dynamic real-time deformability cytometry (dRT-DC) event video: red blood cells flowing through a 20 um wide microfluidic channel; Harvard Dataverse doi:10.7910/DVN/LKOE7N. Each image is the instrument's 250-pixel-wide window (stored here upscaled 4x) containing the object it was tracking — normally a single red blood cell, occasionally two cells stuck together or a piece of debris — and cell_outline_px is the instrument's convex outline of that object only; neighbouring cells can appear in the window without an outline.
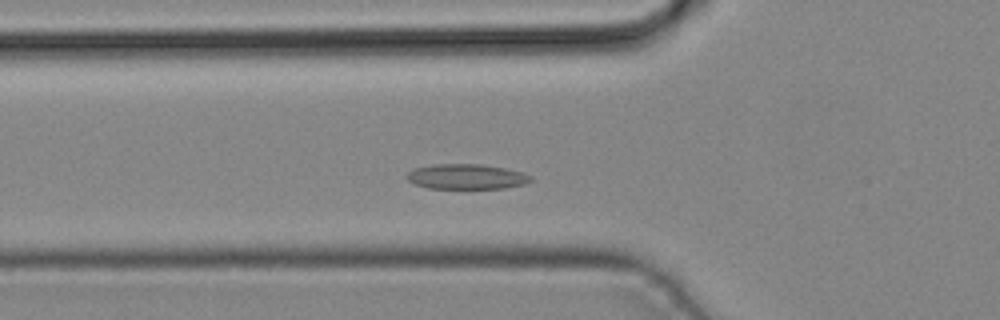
{"species": "common noctule bat (a hibernating species)", "species_latin": "Nyctalus noctula", "temperature_condition": "cold", "stored_images_in_passage": 41, "camera_frame_rate_fps": 3000, "um_per_image_px": 0.085, "animal": {"sex": "male", "body_mass_g": 19.2, "forearm_length_mm": 51.8}, "frame": {"image": 1, "passage_image": 11, "time_ms": 3.333, "image_size_px": [1000, 320], "cell_outline_px": [[532, 180], [524, 184], [504, 188], [428, 188], [416, 184], [408, 180], [404, 176], [408, 172], [416, 168], [436, 164], [480, 164], [504, 168], [520, 172], [532, 176]], "centroid_in_image_um": [39.64, 15.01], "position_along_channel_um": 86.2, "area_um2": 17.92}}
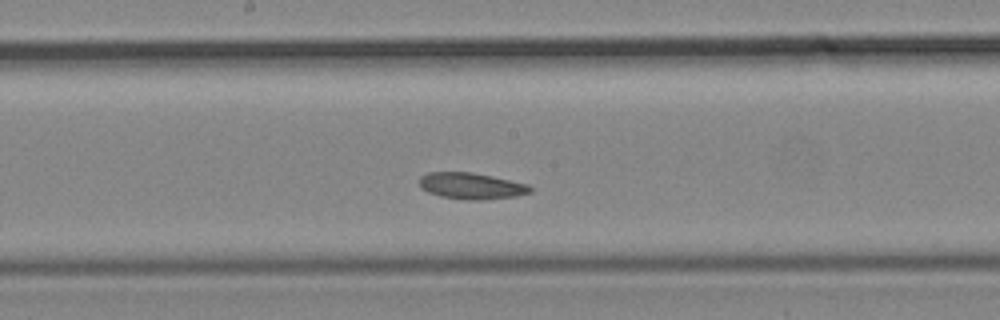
{"frame": {"image": 2, "passage_image": 19, "time_ms": 6.0, "image_size_px": [1000, 320], "cell_outline_px": [[532, 192], [516, 196], [484, 200], [464, 200], [440, 196], [428, 192], [420, 188], [420, 176], [428, 172], [472, 172], [492, 176], [528, 184], [532, 188]], "centroid_in_image_um": [40.06, 15.81], "position_along_channel_um": 208.1, "area_um2": 17.17}}
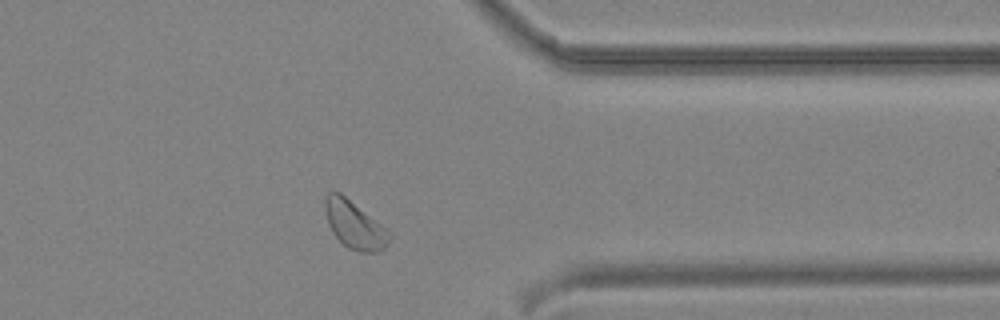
{"frame": {"image": 3, "passage_image": 31, "time_ms": 10.0, "image_size_px": [1000, 320], "cell_outline_px": [[392, 236], [388, 244], [384, 248], [376, 252], [360, 252], [348, 248], [332, 232], [328, 224], [324, 208], [324, 200], [328, 192], [340, 192], [388, 228], [392, 232]], "centroid_in_image_um": [30.17, 19.1], "position_along_channel_um": 381.2, "area_um2": 18.09}}